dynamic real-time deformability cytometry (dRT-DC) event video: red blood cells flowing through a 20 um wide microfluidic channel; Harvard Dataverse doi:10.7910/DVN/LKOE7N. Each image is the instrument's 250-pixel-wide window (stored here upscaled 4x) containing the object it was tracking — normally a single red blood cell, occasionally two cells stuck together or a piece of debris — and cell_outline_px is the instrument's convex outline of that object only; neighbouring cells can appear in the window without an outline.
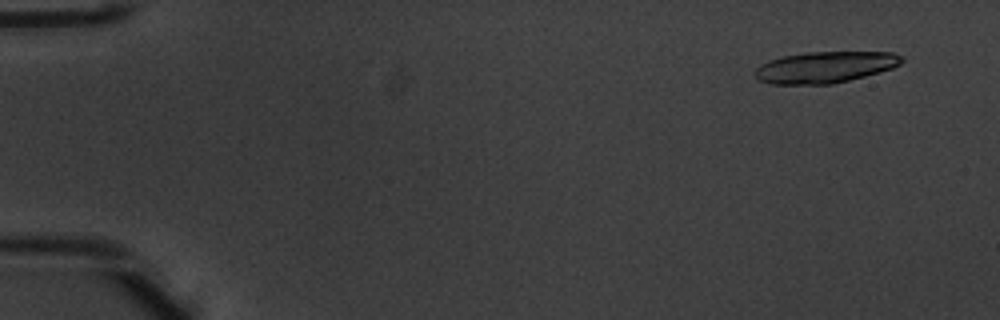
{"species": "common noctule bat (a hibernating species)", "species_latin": "Nyctalus noctula", "temperature_condition": "warm", "stored_images_in_passage": 4, "camera_frame_rate_fps": 3000, "um_per_image_px": 0.085, "animal": {"sex": "male", "body_mass_g": 20.1, "forearm_length_mm": 53.5}, "frame": {"image": 1, "passage_image": 1, "time_ms": 0.0, "image_size_px": [1000, 320], "cell_outline_px": [[904, 60], [900, 64], [892, 68], [880, 72], [832, 84], [768, 84], [760, 80], [756, 76], [756, 68], [768, 60], [784, 56], [808, 52], [892, 52], [904, 56]], "centroid_in_image_um": [70.16, 5.71], "position_along_channel_um": 14.8, "area_um2": 26.7}}